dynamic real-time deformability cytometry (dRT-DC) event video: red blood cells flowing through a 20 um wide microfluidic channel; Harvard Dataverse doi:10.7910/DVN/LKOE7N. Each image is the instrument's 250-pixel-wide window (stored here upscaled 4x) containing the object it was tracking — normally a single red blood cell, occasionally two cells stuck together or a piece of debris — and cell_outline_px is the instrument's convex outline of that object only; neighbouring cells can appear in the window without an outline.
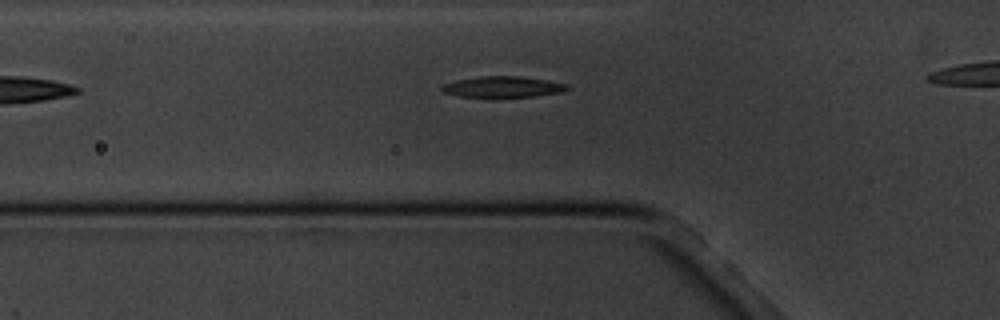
{"species": "common noctule bat (a hibernating species)", "species_latin": "Nyctalus noctula", "temperature_condition": "cold", "stored_images_in_passage": 3, "camera_frame_rate_fps": 3000, "um_per_image_px": 0.085, "animal": {"sex": "male", "body_mass_g": 20.1, "forearm_length_mm": 53.5}, "frame": {"image": 1, "passage_image": 2, "time_ms": 1.333, "image_size_px": [1000, 320], "cell_outline_px": [[572, 88], [564, 92], [536, 96], [460, 96], [444, 92], [440, 88], [444, 84], [456, 80], [480, 76], [516, 76], [548, 80], [568, 84]], "centroid_in_image_um": [42.82, 7.37], "position_along_channel_um": 83.0, "area_um2": 15.14}}